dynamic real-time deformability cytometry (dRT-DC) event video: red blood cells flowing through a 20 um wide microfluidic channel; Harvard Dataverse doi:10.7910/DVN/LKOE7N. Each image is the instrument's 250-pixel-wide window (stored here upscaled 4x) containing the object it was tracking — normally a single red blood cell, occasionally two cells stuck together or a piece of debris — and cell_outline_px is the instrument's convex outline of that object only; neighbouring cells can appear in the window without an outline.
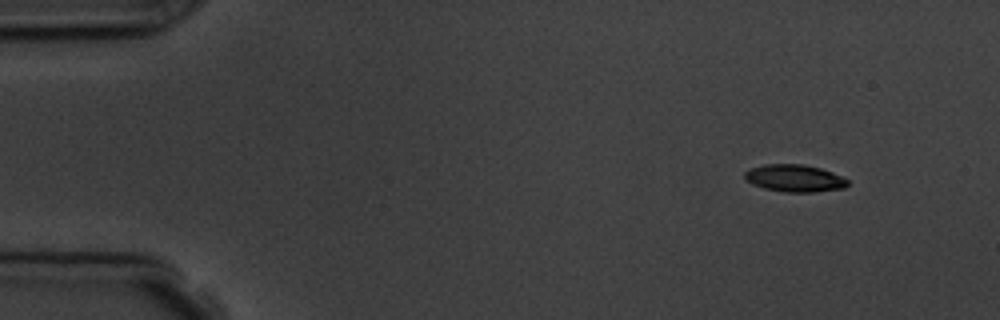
{"species": "common noctule bat (a hibernating species)", "species_latin": "Nyctalus noctula", "temperature_condition": "room temperature", "stored_images_in_passage": 6, "segment_of_instrument_passage": [2, 2], "camera_frame_rate_fps": 3000, "um_per_image_px": 0.085, "animal": {"sex": "male", "body_mass_g": 19.5, "forearm_length_mm": 54.6}, "frame": {"image": 1, "passage_image": 6, "time_ms": 6.667, "image_size_px": [1000, 320], "cell_outline_px": [[848, 184], [844, 188], [812, 192], [784, 192], [764, 188], [752, 184], [744, 176], [744, 172], [752, 168], [764, 164], [804, 164], [820, 168], [832, 172], [848, 180]], "centroid_in_image_um": [67.54, 15.15], "position_along_channel_um": 17.5, "area_um2": 16.24}}